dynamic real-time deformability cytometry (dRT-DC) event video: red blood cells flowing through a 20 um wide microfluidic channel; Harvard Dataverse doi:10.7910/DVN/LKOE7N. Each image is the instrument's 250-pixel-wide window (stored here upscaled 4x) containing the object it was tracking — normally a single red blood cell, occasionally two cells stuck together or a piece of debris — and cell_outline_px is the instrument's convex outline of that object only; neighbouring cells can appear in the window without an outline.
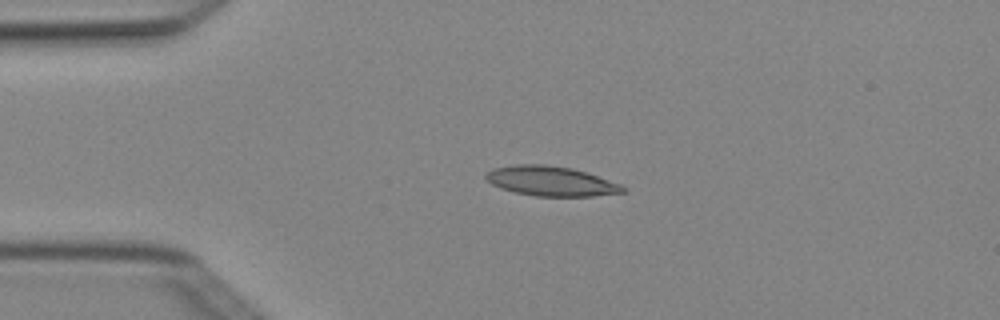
{"species": "Egyptian fruit bat (a non-hibernating species)", "species_latin": "Rousettus aegyptiacus", "temperature_condition": "cold", "stored_images_in_passage": 4, "camera_frame_rate_fps": 3000, "um_per_image_px": 0.085, "animal": {"sex": "female"}, "frame": {"image": 1, "passage_image": 3, "time_ms": 0.667, "image_size_px": [1000, 320], "cell_outline_px": [[628, 188], [624, 192], [592, 196], [536, 196], [516, 192], [500, 188], [492, 184], [484, 176], [492, 168], [516, 164], [544, 164], [572, 168], [620, 184]], "centroid_in_image_um": [46.81, 15.39], "position_along_channel_um": 38.2, "area_um2": 23.52}}